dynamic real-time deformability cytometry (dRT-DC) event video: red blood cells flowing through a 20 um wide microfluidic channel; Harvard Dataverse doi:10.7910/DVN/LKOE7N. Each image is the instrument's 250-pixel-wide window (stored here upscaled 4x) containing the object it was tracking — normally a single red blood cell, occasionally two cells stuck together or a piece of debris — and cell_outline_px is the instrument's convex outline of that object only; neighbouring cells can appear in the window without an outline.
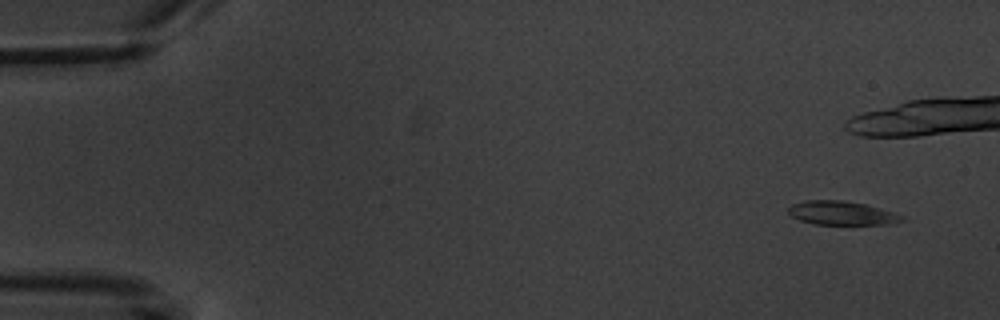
{"species": "common noctule bat (a hibernating species)", "species_latin": "Nyctalus noctula", "temperature_condition": "warm", "stored_images_in_passage": 6, "segment_of_instrument_passage": [2, 2], "camera_frame_rate_fps": 3000, "um_per_image_px": 0.085, "animal": {"sex": "male", "body_mass_g": 20.1, "forearm_length_mm": 53.5}, "frame": {"image": 1, "passage_image": 6, "time_ms": 5.667, "image_size_px": [1000, 320], "cell_outline_px": [[904, 220], [888, 224], [816, 224], [800, 220], [792, 216], [788, 212], [788, 208], [792, 204], [804, 200], [840, 200], [864, 204], [892, 212], [904, 216]], "centroid_in_image_um": [71.51, 18.1], "position_along_channel_um": 13.5, "area_um2": 15.49}}